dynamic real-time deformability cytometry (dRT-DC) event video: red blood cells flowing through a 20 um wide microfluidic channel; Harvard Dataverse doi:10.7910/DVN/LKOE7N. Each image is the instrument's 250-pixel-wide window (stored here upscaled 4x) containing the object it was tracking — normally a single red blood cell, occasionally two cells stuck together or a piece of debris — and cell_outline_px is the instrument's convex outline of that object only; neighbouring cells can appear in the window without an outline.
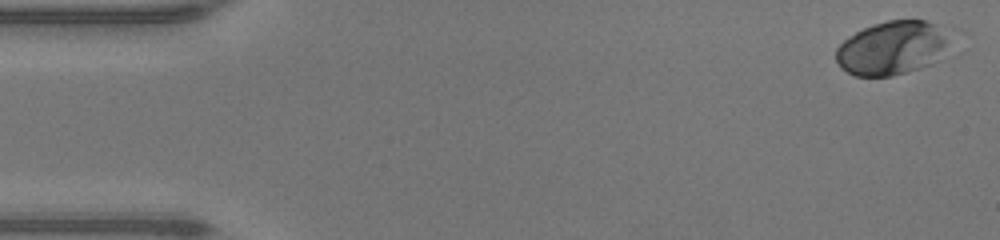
{"species": "human", "species_latin": "Homo sapiens", "temperature_condition": "warm", "stored_images_in_passage": 47, "camera_frame_rate_fps": 3000, "um_per_image_px": 0.085, "donor": {"sex": "male"}, "frame": {"image": 1, "passage_image": 1, "time_ms": 0.0, "image_size_px": [1000, 240], "cell_outline_px": [[952, 32], [944, 48], [932, 64], [920, 68], [892, 76], [856, 76], [840, 68], [836, 60], [836, 48], [844, 40], [856, 32], [872, 24], [888, 20], [924, 20], [952, 28]], "centroid_in_image_um": [75.85, 4.05], "position_along_channel_um": 9.2, "area_um2": 35.89}}
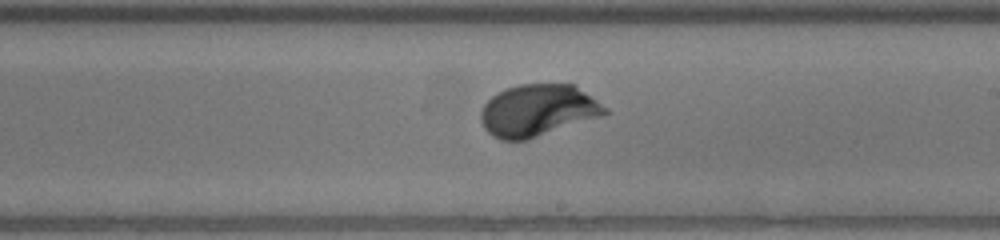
{"frame": {"image": 2, "passage_image": 27, "time_ms": 8.667, "image_size_px": [1000, 240], "cell_outline_px": [[608, 112], [604, 116], [528, 140], [500, 140], [492, 136], [484, 128], [480, 120], [480, 112], [484, 104], [492, 96], [508, 88], [520, 84], [572, 84], [608, 108]], "centroid_in_image_um": [45.71, 9.41], "position_along_channel_um": 243.3, "area_um2": 37.57}}
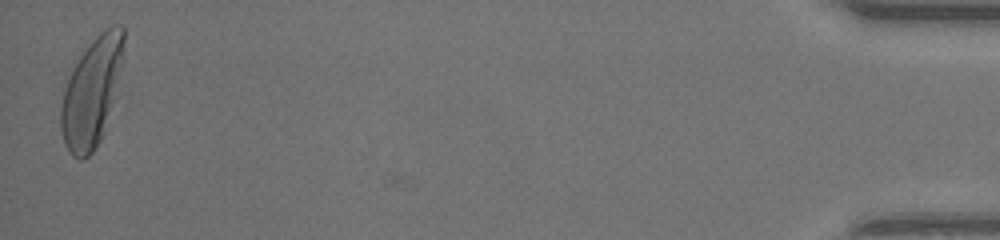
{"frame": {"image": 3, "passage_image": 47, "time_ms": 15.333, "image_size_px": [1000, 240], "cell_outline_px": [[124, 56], [104, 132], [100, 140], [92, 152], [84, 160], [80, 160], [72, 156], [64, 140], [60, 128], [60, 104], [68, 80], [80, 56], [96, 36], [100, 32], [112, 24], [120, 24], [124, 28]], "centroid_in_image_um": [7.8, 7.82], "position_along_channel_um": 427.4, "area_um2": 39.07}, "authors_computed_cell_mechanics": {"area_um2": 36.2984, "velocity_mm_per_s": 4.3067, "shape_relaxation_time_tau1_ms": 2.112, "shape_relaxation_time_tau2_ms": null, "deformation_change_tau1": 0.1796, "deformation_change_tau2": null}}